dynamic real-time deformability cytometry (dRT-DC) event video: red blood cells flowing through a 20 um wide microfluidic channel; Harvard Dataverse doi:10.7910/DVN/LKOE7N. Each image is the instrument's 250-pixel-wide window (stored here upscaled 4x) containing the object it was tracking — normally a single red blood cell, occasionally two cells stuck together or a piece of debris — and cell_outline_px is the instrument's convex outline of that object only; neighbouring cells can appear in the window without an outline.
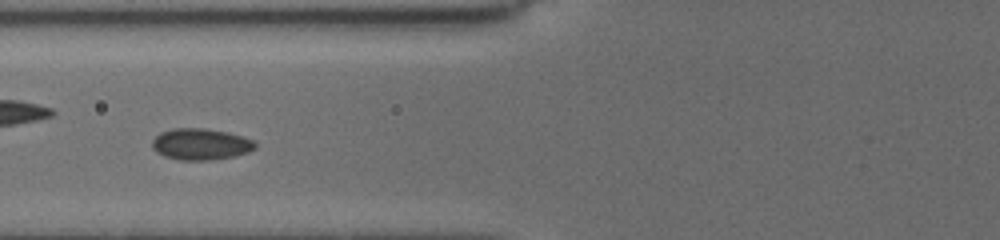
{"species": "common noctule bat (a hibernating species)", "species_latin": "Nyctalus noctula", "temperature_condition": "cold", "stored_images_in_passage": 46, "camera_frame_rate_fps": 3000, "um_per_image_px": 0.085, "animal": {"sex": "female", "body_mass_g": 19.5, "forearm_length_mm": 54.1}, "frame": {"image": 1, "passage_image": 14, "time_ms": 4.333, "image_size_px": [1000, 240], "cell_outline_px": [[256, 148], [248, 152], [236, 156], [212, 160], [180, 160], [164, 156], [156, 152], [152, 148], [152, 140], [160, 132], [172, 128], [204, 128], [228, 132], [252, 140], [256, 144]], "centroid_in_image_um": [17.04, 12.26], "position_along_channel_um": 108.8, "area_um2": 18.96}}
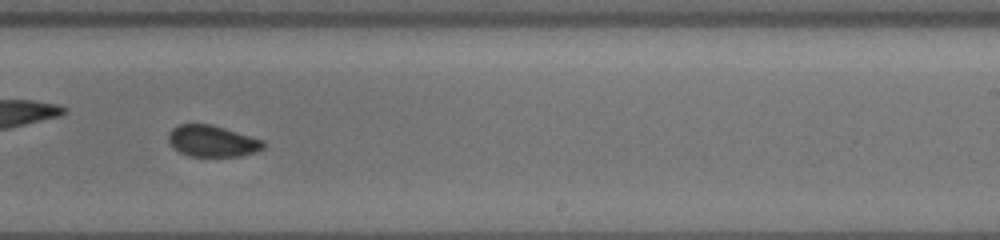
{"frame": {"image": 2, "passage_image": 27, "time_ms": 8.667, "image_size_px": [1000, 240], "cell_outline_px": [[264, 148], [256, 152], [240, 156], [188, 156], [172, 148], [168, 140], [168, 132], [172, 128], [180, 124], [212, 124], [264, 140]], "centroid_in_image_um": [18.03, 11.99], "position_along_channel_um": 271.0, "area_um2": 17.51}}
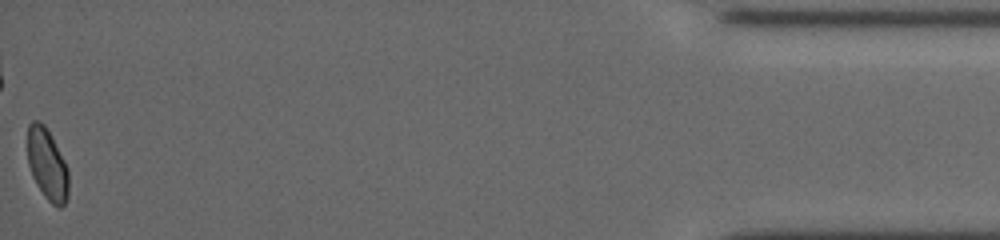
{"frame": {"image": 3, "passage_image": 46, "time_ms": 15.0, "image_size_px": [1000, 240], "cell_outline_px": [[68, 196], [64, 204], [60, 208], [56, 208], [44, 196], [36, 184], [32, 176], [28, 164], [28, 124], [32, 120], [40, 120], [44, 124], [64, 160], [68, 168]], "centroid_in_image_um": [4.01, 13.99], "position_along_channel_um": 431.2, "area_um2": 17.11}, "authors_computed_cell_mechanics": {"area_um2": 17.7157, "velocity_mm_per_s": 3.7463, "shape_relaxation_time_tau1_ms": 2.821, "shape_relaxation_time_tau2_ms": 1.5833, "deformation_change_tau1": 0.0565, "deformation_change_tau2": 0.0574}}